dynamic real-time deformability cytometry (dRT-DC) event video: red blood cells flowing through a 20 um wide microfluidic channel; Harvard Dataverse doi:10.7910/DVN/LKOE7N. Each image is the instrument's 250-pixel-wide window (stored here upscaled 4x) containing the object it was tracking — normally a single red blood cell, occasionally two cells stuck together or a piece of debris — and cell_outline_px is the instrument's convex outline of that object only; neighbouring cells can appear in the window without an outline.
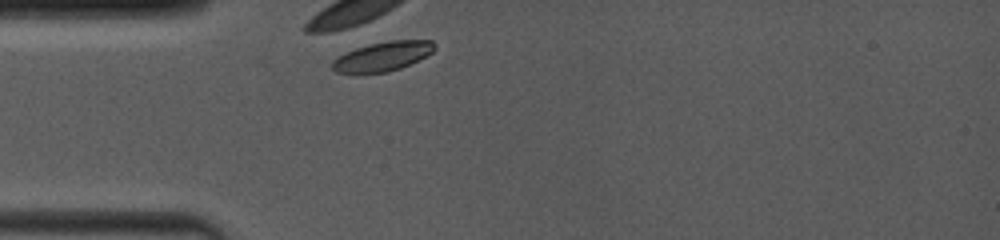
{"species": "common noctule bat (a hibernating species)", "species_latin": "Nyctalus noctula", "temperature_condition": "room temperature", "stored_images_in_passage": 2, "camera_frame_rate_fps": 4000, "um_per_image_px": 0.085, "animal": {"sex": "female", "body_mass_g": 19.0, "forearm_length_mm": 53.3}, "frame": {"image": 1, "passage_image": 1, "time_ms": 0.0, "image_size_px": [1000, 240], "cell_outline_px": [[436, 48], [432, 52], [400, 68], [388, 72], [336, 72], [332, 68], [332, 60], [356, 48], [372, 44], [392, 40], [432, 40], [436, 44]], "centroid_in_image_um": [32.56, 4.78], "position_along_channel_um": 52.4, "area_um2": 16.94}}